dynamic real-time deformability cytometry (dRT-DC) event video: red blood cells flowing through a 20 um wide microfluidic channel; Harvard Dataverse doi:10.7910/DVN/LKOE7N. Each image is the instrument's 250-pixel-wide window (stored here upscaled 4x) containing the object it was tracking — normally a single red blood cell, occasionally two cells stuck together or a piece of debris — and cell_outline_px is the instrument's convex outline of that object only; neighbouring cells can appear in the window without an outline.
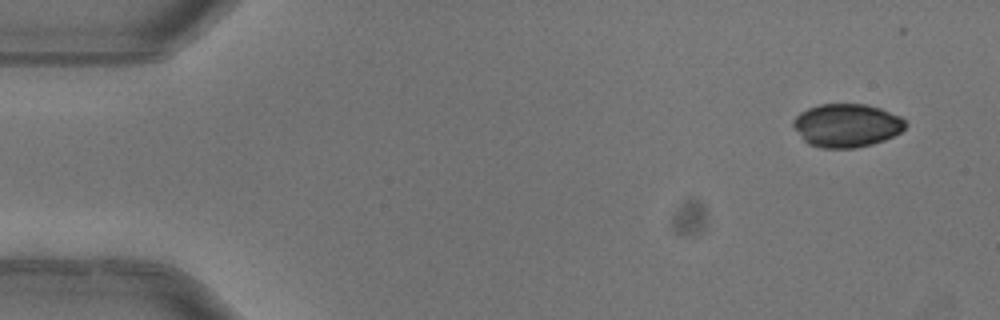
{"species": "common noctule bat (a hibernating species)", "species_latin": "Nyctalus noctula", "temperature_condition": "warm", "stored_images_in_passage": 4, "camera_frame_rate_fps": 3000, "um_per_image_px": 0.085, "animal": {"sex": "female"}, "frame": {"image": 1, "passage_image": 1, "time_ms": 0.0, "image_size_px": [1000, 320], "cell_outline_px": [[908, 124], [900, 132], [884, 140], [872, 144], [856, 148], [820, 148], [808, 144], [804, 140], [792, 124], [792, 120], [800, 112], [808, 108], [820, 104], [868, 104], [880, 108], [900, 116]], "centroid_in_image_um": [71.96, 10.66], "position_along_channel_um": 13.0, "area_um2": 28.38}}
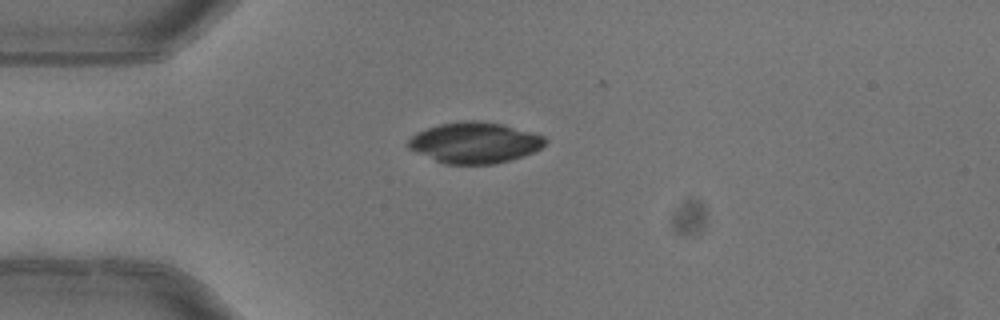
{"frame": {"image": 2, "passage_image": 4, "time_ms": 1.0, "image_size_px": [1000, 320], "cell_outline_px": [[548, 140], [540, 148], [532, 152], [496, 164], [444, 164], [416, 152], [408, 148], [404, 144], [416, 132], [440, 124], [464, 120], [480, 120], [500, 124], [532, 132], [544, 136]], "centroid_in_image_um": [40.31, 12.12], "position_along_channel_um": 44.7, "area_um2": 32.54}}